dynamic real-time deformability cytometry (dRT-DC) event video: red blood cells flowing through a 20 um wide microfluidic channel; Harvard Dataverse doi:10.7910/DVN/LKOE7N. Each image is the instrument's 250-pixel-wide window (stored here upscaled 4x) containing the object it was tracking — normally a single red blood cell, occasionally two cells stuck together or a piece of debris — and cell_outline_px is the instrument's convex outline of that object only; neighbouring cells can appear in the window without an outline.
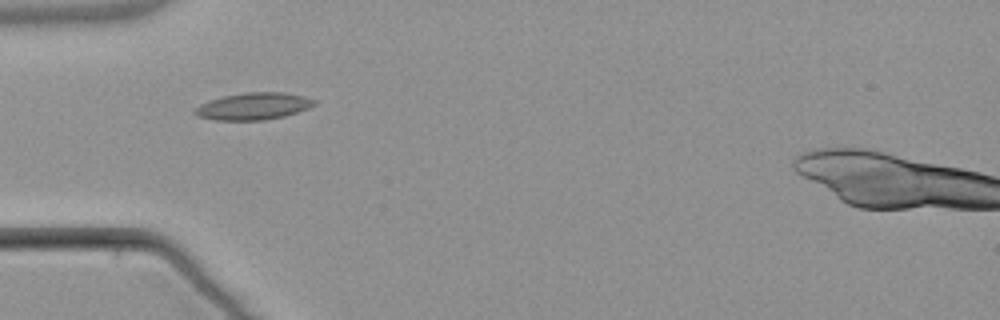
{"species": "common noctule bat (a hibernating species)", "species_latin": "Nyctalus noctula", "temperature_condition": "warm", "stored_images_in_passage": 2, "camera_frame_rate_fps": 3000, "um_per_image_px": 0.085, "animal": {"sex": "male", "body_mass_g": 21.5, "forearm_length_mm": 52.0}, "frame": {"image": 1, "passage_image": 1, "time_ms": 0.0, "image_size_px": [1000, 320], "cell_outline_px": [[316, 104], [308, 108], [284, 116], [264, 120], [212, 120], [196, 116], [192, 112], [200, 104], [224, 96], [244, 92], [284, 92], [304, 96], [316, 100]], "centroid_in_image_um": [21.53, 9.03], "position_along_channel_um": 63.5, "area_um2": 18.79}}
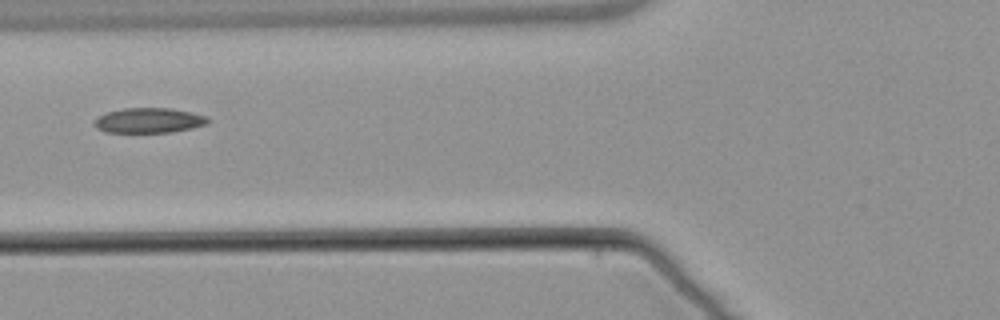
{"frame": {"image": 2, "passage_image": 2, "time_ms": 1.333, "image_size_px": [1000, 320], "cell_outline_px": [[212, 120], [208, 124], [192, 128], [172, 132], [104, 132], [96, 128], [92, 124], [92, 120], [96, 116], [108, 112], [124, 108], [172, 108], [192, 112], [208, 116]], "centroid_in_image_um": [12.66, 10.23], "position_along_channel_um": 113.1, "area_um2": 16.94}}